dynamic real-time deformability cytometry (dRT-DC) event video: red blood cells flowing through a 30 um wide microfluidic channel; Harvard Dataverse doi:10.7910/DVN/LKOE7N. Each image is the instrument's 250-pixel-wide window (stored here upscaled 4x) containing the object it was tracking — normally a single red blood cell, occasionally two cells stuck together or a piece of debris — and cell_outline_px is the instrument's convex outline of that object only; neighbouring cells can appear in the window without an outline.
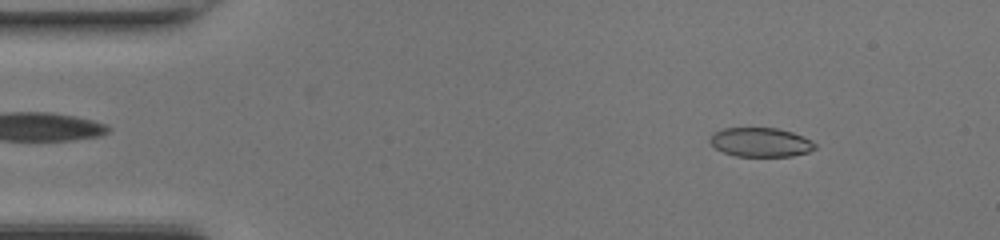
{"species": "common noctule bat (a hibernating species)", "species_latin": "Nyctalus noctula", "temperature_condition": "room temperature", "stored_images_in_passage": 46, "camera_frame_rate_fps": 3000, "um_per_image_px": 0.085, "animal": {"sex": "female", "body_mass_g": 17.0, "forearm_length_mm": 48.0}, "frame": {"image": 1, "passage_image": 5, "time_ms": 1.333, "image_size_px": [1000, 240], "cell_outline_px": [[816, 148], [808, 152], [792, 156], [736, 156], [724, 152], [716, 148], [708, 140], [712, 132], [724, 128], [776, 128], [792, 132], [812, 140], [816, 144]], "centroid_in_image_um": [64.65, 12.09], "position_along_channel_um": 20.4, "area_um2": 17.86}}
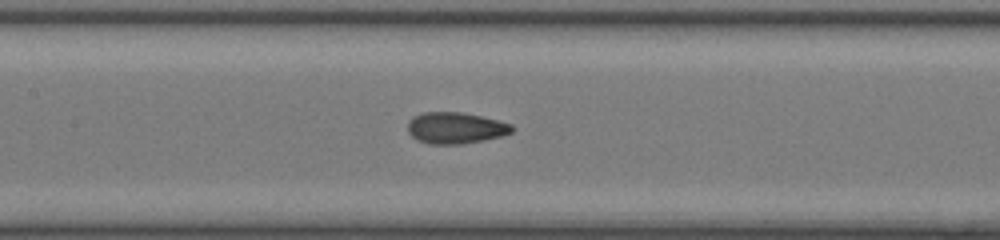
{"frame": {"image": 2, "passage_image": 21, "time_ms": 6.667, "image_size_px": [1000, 240], "cell_outline_px": [[516, 128], [512, 132], [500, 136], [484, 140], [460, 144], [428, 144], [416, 140], [408, 132], [408, 120], [412, 116], [424, 112], [460, 112], [480, 116], [512, 124]], "centroid_in_image_um": [38.69, 10.88], "position_along_channel_um": 168.7, "area_um2": 19.13}}
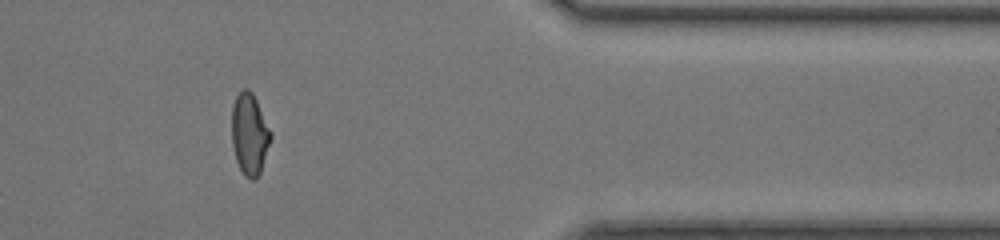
{"frame": {"image": 3, "passage_image": 38, "time_ms": 12.333, "image_size_px": [1000, 240], "cell_outline_px": [[272, 136], [260, 172], [256, 180], [252, 180], [244, 176], [236, 160], [232, 144], [232, 104], [236, 96], [244, 88], [248, 88], [252, 92], [272, 132]], "centroid_in_image_um": [21.21, 11.4], "position_along_channel_um": 390.2, "area_um2": 18.5}, "authors_computed_cell_mechanics": {"area_um2": 18.6116, "velocity_mm_per_s": 4.3605, "shape_relaxation_time_tau1_ms": 5.7473, "shape_relaxation_time_tau2_ms": 0.9594, "deformation_change_tau1": 0.1871, "deformation_change_tau2": 0.0501}}